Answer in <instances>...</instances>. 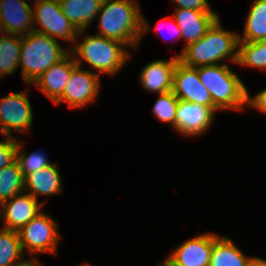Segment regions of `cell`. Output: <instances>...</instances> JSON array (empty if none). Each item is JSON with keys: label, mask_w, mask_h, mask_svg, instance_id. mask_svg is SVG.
Returning a JSON list of instances; mask_svg holds the SVG:
<instances>
[{"label": "cell", "mask_w": 266, "mask_h": 266, "mask_svg": "<svg viewBox=\"0 0 266 266\" xmlns=\"http://www.w3.org/2000/svg\"><path fill=\"white\" fill-rule=\"evenodd\" d=\"M238 50L239 35L224 30L218 18L203 37L185 46L182 52L176 56L183 65L196 68L221 64L219 62L225 59H230L236 64Z\"/></svg>", "instance_id": "obj_2"}, {"label": "cell", "mask_w": 266, "mask_h": 266, "mask_svg": "<svg viewBox=\"0 0 266 266\" xmlns=\"http://www.w3.org/2000/svg\"><path fill=\"white\" fill-rule=\"evenodd\" d=\"M33 7L34 31L48 35L49 37L63 40L77 41L79 35H83L85 30H78L63 14L60 2L55 0H38Z\"/></svg>", "instance_id": "obj_6"}, {"label": "cell", "mask_w": 266, "mask_h": 266, "mask_svg": "<svg viewBox=\"0 0 266 266\" xmlns=\"http://www.w3.org/2000/svg\"><path fill=\"white\" fill-rule=\"evenodd\" d=\"M57 227L50 215L39 213L18 231L23 252L28 250L29 255L52 253L57 256L56 248L61 238Z\"/></svg>", "instance_id": "obj_7"}, {"label": "cell", "mask_w": 266, "mask_h": 266, "mask_svg": "<svg viewBox=\"0 0 266 266\" xmlns=\"http://www.w3.org/2000/svg\"><path fill=\"white\" fill-rule=\"evenodd\" d=\"M237 64L266 70V39L258 42L239 41Z\"/></svg>", "instance_id": "obj_25"}, {"label": "cell", "mask_w": 266, "mask_h": 266, "mask_svg": "<svg viewBox=\"0 0 266 266\" xmlns=\"http://www.w3.org/2000/svg\"><path fill=\"white\" fill-rule=\"evenodd\" d=\"M24 179L17 160L0 169V204L24 192Z\"/></svg>", "instance_id": "obj_24"}, {"label": "cell", "mask_w": 266, "mask_h": 266, "mask_svg": "<svg viewBox=\"0 0 266 266\" xmlns=\"http://www.w3.org/2000/svg\"><path fill=\"white\" fill-rule=\"evenodd\" d=\"M173 22V24H172V28H171V30H169L170 31V33L171 34H173V35H175V37L178 39V38H182V33H181V31H180V28L178 27V25H177V23H176V21H175V18H174V20L172 21ZM160 24L159 25H157L156 26V28H154V30H156V33H158V31H160ZM172 35V36H173Z\"/></svg>", "instance_id": "obj_31"}, {"label": "cell", "mask_w": 266, "mask_h": 266, "mask_svg": "<svg viewBox=\"0 0 266 266\" xmlns=\"http://www.w3.org/2000/svg\"><path fill=\"white\" fill-rule=\"evenodd\" d=\"M179 62L177 56L170 60H156L147 64L141 71L140 83L144 90L166 93L172 90L173 75L176 64Z\"/></svg>", "instance_id": "obj_17"}, {"label": "cell", "mask_w": 266, "mask_h": 266, "mask_svg": "<svg viewBox=\"0 0 266 266\" xmlns=\"http://www.w3.org/2000/svg\"><path fill=\"white\" fill-rule=\"evenodd\" d=\"M213 249V234L191 238L174 250L162 266H209Z\"/></svg>", "instance_id": "obj_11"}, {"label": "cell", "mask_w": 266, "mask_h": 266, "mask_svg": "<svg viewBox=\"0 0 266 266\" xmlns=\"http://www.w3.org/2000/svg\"><path fill=\"white\" fill-rule=\"evenodd\" d=\"M17 138L5 137L4 141H0V169L11 165L17 160Z\"/></svg>", "instance_id": "obj_28"}, {"label": "cell", "mask_w": 266, "mask_h": 266, "mask_svg": "<svg viewBox=\"0 0 266 266\" xmlns=\"http://www.w3.org/2000/svg\"><path fill=\"white\" fill-rule=\"evenodd\" d=\"M172 91L179 100L210 107L214 112L220 111L200 81L197 69L185 66L180 61L174 70Z\"/></svg>", "instance_id": "obj_10"}, {"label": "cell", "mask_w": 266, "mask_h": 266, "mask_svg": "<svg viewBox=\"0 0 266 266\" xmlns=\"http://www.w3.org/2000/svg\"><path fill=\"white\" fill-rule=\"evenodd\" d=\"M176 9H191L195 11H212L207 0H172Z\"/></svg>", "instance_id": "obj_29"}, {"label": "cell", "mask_w": 266, "mask_h": 266, "mask_svg": "<svg viewBox=\"0 0 266 266\" xmlns=\"http://www.w3.org/2000/svg\"><path fill=\"white\" fill-rule=\"evenodd\" d=\"M214 115L210 107L179 100L174 130L191 137L203 134L210 128Z\"/></svg>", "instance_id": "obj_13"}, {"label": "cell", "mask_w": 266, "mask_h": 266, "mask_svg": "<svg viewBox=\"0 0 266 266\" xmlns=\"http://www.w3.org/2000/svg\"><path fill=\"white\" fill-rule=\"evenodd\" d=\"M251 258H247L228 237L213 234L209 266H247Z\"/></svg>", "instance_id": "obj_19"}, {"label": "cell", "mask_w": 266, "mask_h": 266, "mask_svg": "<svg viewBox=\"0 0 266 266\" xmlns=\"http://www.w3.org/2000/svg\"><path fill=\"white\" fill-rule=\"evenodd\" d=\"M17 266H44V265L42 263H40L37 259H32L30 261L26 260Z\"/></svg>", "instance_id": "obj_33"}, {"label": "cell", "mask_w": 266, "mask_h": 266, "mask_svg": "<svg viewBox=\"0 0 266 266\" xmlns=\"http://www.w3.org/2000/svg\"><path fill=\"white\" fill-rule=\"evenodd\" d=\"M246 104L266 114V88L251 97L247 90Z\"/></svg>", "instance_id": "obj_30"}, {"label": "cell", "mask_w": 266, "mask_h": 266, "mask_svg": "<svg viewBox=\"0 0 266 266\" xmlns=\"http://www.w3.org/2000/svg\"><path fill=\"white\" fill-rule=\"evenodd\" d=\"M200 81L219 109L241 111L246 104L247 89L226 63L196 67Z\"/></svg>", "instance_id": "obj_4"}, {"label": "cell", "mask_w": 266, "mask_h": 266, "mask_svg": "<svg viewBox=\"0 0 266 266\" xmlns=\"http://www.w3.org/2000/svg\"><path fill=\"white\" fill-rule=\"evenodd\" d=\"M46 203H39L30 194L23 192L0 204V218H4L5 229L19 231L34 217L41 213V207Z\"/></svg>", "instance_id": "obj_12"}, {"label": "cell", "mask_w": 266, "mask_h": 266, "mask_svg": "<svg viewBox=\"0 0 266 266\" xmlns=\"http://www.w3.org/2000/svg\"><path fill=\"white\" fill-rule=\"evenodd\" d=\"M82 266H91L89 263H85Z\"/></svg>", "instance_id": "obj_35"}, {"label": "cell", "mask_w": 266, "mask_h": 266, "mask_svg": "<svg viewBox=\"0 0 266 266\" xmlns=\"http://www.w3.org/2000/svg\"><path fill=\"white\" fill-rule=\"evenodd\" d=\"M239 41L258 42L266 39V0H254Z\"/></svg>", "instance_id": "obj_21"}, {"label": "cell", "mask_w": 266, "mask_h": 266, "mask_svg": "<svg viewBox=\"0 0 266 266\" xmlns=\"http://www.w3.org/2000/svg\"><path fill=\"white\" fill-rule=\"evenodd\" d=\"M174 18L187 46L203 37L219 16L214 11H195L180 8L176 9Z\"/></svg>", "instance_id": "obj_16"}, {"label": "cell", "mask_w": 266, "mask_h": 266, "mask_svg": "<svg viewBox=\"0 0 266 266\" xmlns=\"http://www.w3.org/2000/svg\"><path fill=\"white\" fill-rule=\"evenodd\" d=\"M247 266H266V260L258 257H252Z\"/></svg>", "instance_id": "obj_32"}, {"label": "cell", "mask_w": 266, "mask_h": 266, "mask_svg": "<svg viewBox=\"0 0 266 266\" xmlns=\"http://www.w3.org/2000/svg\"><path fill=\"white\" fill-rule=\"evenodd\" d=\"M65 17L80 31L88 28L99 13L101 3L96 0H63L60 2Z\"/></svg>", "instance_id": "obj_20"}, {"label": "cell", "mask_w": 266, "mask_h": 266, "mask_svg": "<svg viewBox=\"0 0 266 266\" xmlns=\"http://www.w3.org/2000/svg\"><path fill=\"white\" fill-rule=\"evenodd\" d=\"M136 0H109L100 6L99 33L134 49L149 31V23Z\"/></svg>", "instance_id": "obj_1"}, {"label": "cell", "mask_w": 266, "mask_h": 266, "mask_svg": "<svg viewBox=\"0 0 266 266\" xmlns=\"http://www.w3.org/2000/svg\"><path fill=\"white\" fill-rule=\"evenodd\" d=\"M22 145L18 143L17 148V161L19 163L21 172L24 178L39 169L45 168L52 165L50 161L46 158L45 154L42 152H33L27 155L26 152H22Z\"/></svg>", "instance_id": "obj_27"}, {"label": "cell", "mask_w": 266, "mask_h": 266, "mask_svg": "<svg viewBox=\"0 0 266 266\" xmlns=\"http://www.w3.org/2000/svg\"><path fill=\"white\" fill-rule=\"evenodd\" d=\"M179 99L175 96L173 91L159 94V98L153 107L154 116L161 122H167L175 128L176 109Z\"/></svg>", "instance_id": "obj_26"}, {"label": "cell", "mask_w": 266, "mask_h": 266, "mask_svg": "<svg viewBox=\"0 0 266 266\" xmlns=\"http://www.w3.org/2000/svg\"><path fill=\"white\" fill-rule=\"evenodd\" d=\"M125 44L120 41L99 35L87 36L84 41L75 44L70 53L78 66H82V59L93 70L108 75H116L130 59V53L125 50Z\"/></svg>", "instance_id": "obj_5"}, {"label": "cell", "mask_w": 266, "mask_h": 266, "mask_svg": "<svg viewBox=\"0 0 266 266\" xmlns=\"http://www.w3.org/2000/svg\"><path fill=\"white\" fill-rule=\"evenodd\" d=\"M0 27L3 33L20 36L33 32L32 7L24 0H0Z\"/></svg>", "instance_id": "obj_14"}, {"label": "cell", "mask_w": 266, "mask_h": 266, "mask_svg": "<svg viewBox=\"0 0 266 266\" xmlns=\"http://www.w3.org/2000/svg\"><path fill=\"white\" fill-rule=\"evenodd\" d=\"M62 179L58 171V164L53 163L39 169L24 179V192L38 200L40 196H52L62 192Z\"/></svg>", "instance_id": "obj_18"}, {"label": "cell", "mask_w": 266, "mask_h": 266, "mask_svg": "<svg viewBox=\"0 0 266 266\" xmlns=\"http://www.w3.org/2000/svg\"><path fill=\"white\" fill-rule=\"evenodd\" d=\"M21 41L20 35L3 32L0 34V77L13 74L19 66Z\"/></svg>", "instance_id": "obj_22"}, {"label": "cell", "mask_w": 266, "mask_h": 266, "mask_svg": "<svg viewBox=\"0 0 266 266\" xmlns=\"http://www.w3.org/2000/svg\"><path fill=\"white\" fill-rule=\"evenodd\" d=\"M32 114L28 91L0 98V134L12 137V129L18 133L28 132L33 124Z\"/></svg>", "instance_id": "obj_8"}, {"label": "cell", "mask_w": 266, "mask_h": 266, "mask_svg": "<svg viewBox=\"0 0 266 266\" xmlns=\"http://www.w3.org/2000/svg\"><path fill=\"white\" fill-rule=\"evenodd\" d=\"M69 52L56 39L38 32L22 36L19 65L22 79L33 85L53 64L63 59Z\"/></svg>", "instance_id": "obj_3"}, {"label": "cell", "mask_w": 266, "mask_h": 266, "mask_svg": "<svg viewBox=\"0 0 266 266\" xmlns=\"http://www.w3.org/2000/svg\"><path fill=\"white\" fill-rule=\"evenodd\" d=\"M96 1H98V2L101 3V4H103V3H105V2H107V1H109V0H96Z\"/></svg>", "instance_id": "obj_34"}, {"label": "cell", "mask_w": 266, "mask_h": 266, "mask_svg": "<svg viewBox=\"0 0 266 266\" xmlns=\"http://www.w3.org/2000/svg\"><path fill=\"white\" fill-rule=\"evenodd\" d=\"M77 66L69 52L63 59L53 64L34 83L53 103L63 94L71 77V71Z\"/></svg>", "instance_id": "obj_15"}, {"label": "cell", "mask_w": 266, "mask_h": 266, "mask_svg": "<svg viewBox=\"0 0 266 266\" xmlns=\"http://www.w3.org/2000/svg\"><path fill=\"white\" fill-rule=\"evenodd\" d=\"M24 254L18 231L0 229V266L21 264L25 261L22 258Z\"/></svg>", "instance_id": "obj_23"}, {"label": "cell", "mask_w": 266, "mask_h": 266, "mask_svg": "<svg viewBox=\"0 0 266 266\" xmlns=\"http://www.w3.org/2000/svg\"><path fill=\"white\" fill-rule=\"evenodd\" d=\"M100 74L82 70L76 66L71 71V77L65 86L62 96L54 103H68L69 108H82L95 101L100 91Z\"/></svg>", "instance_id": "obj_9"}]
</instances>
